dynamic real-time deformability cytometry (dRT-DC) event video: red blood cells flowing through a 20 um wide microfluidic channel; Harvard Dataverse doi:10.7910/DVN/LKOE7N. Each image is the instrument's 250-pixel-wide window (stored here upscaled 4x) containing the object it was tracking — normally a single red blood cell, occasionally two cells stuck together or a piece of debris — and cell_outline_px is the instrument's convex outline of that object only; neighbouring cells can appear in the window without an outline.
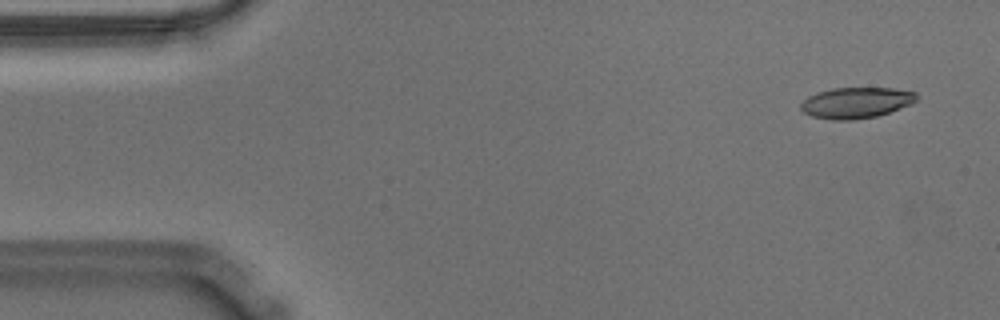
{"species": "Egyptian fruit bat (a non-hibernating species)", "species_latin": "Rousettus aegyptiacus", "temperature_condition": "warm", "stored_images_in_passage": 54, "camera_frame_rate_fps": 3000, "um_per_image_px": 0.085, "animal": {"sex": "male"}, "frame": {"image": 1, "passage_image": 2, "time_ms": 0.333, "image_size_px": [1000, 320], "cell_outline_px": [[916, 100], [912, 104], [876, 116], [852, 120], [832, 120], [812, 116], [804, 112], [800, 108], [800, 104], [808, 96], [816, 92], [832, 88], [892, 88], [916, 92]], "centroid_in_image_um": [72.74, 8.73], "position_along_channel_um": 12.3, "area_um2": 20.81}}
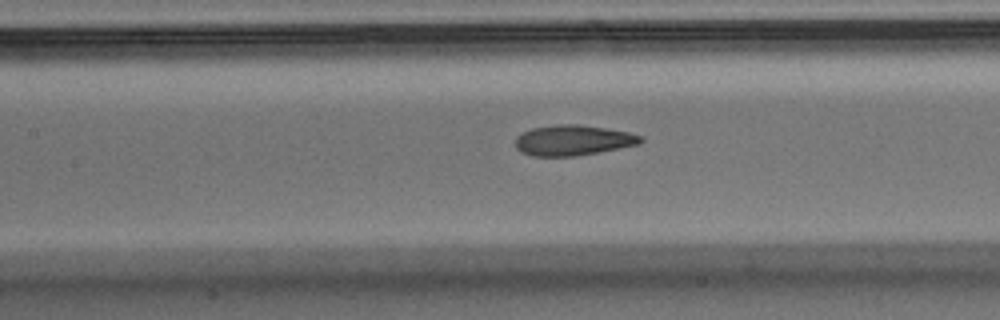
{"frame": {"image": 2, "passage_image": 23, "time_ms": 7.333, "image_size_px": [1000, 320], "cell_outline_px": [[644, 140], [640, 144], [576, 156], [532, 156], [520, 152], [516, 148], [516, 136], [532, 128], [556, 124], [580, 124], [628, 132], [644, 136]], "centroid_in_image_um": [48.71, 11.92], "position_along_channel_um": 158.7, "area_um2": 22.25}}
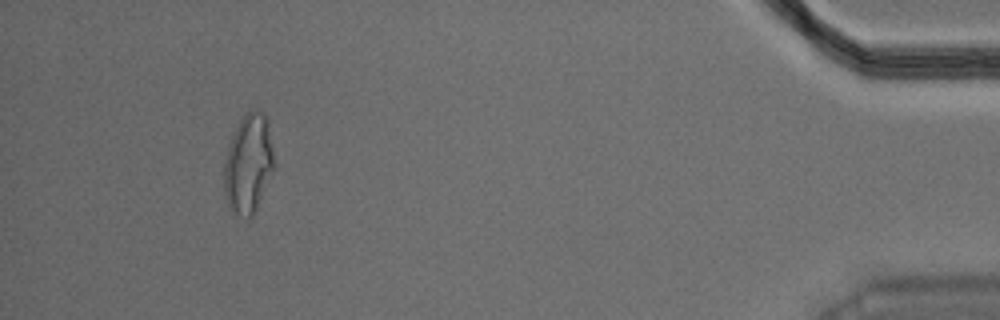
{"frame": {"image": 3, "passage_image": 50, "time_ms": 16.333, "image_size_px": [1000, 320], "cell_outline_px": [[276, 168], [252, 216], [240, 216], [228, 208], [224, 196], [224, 160], [228, 144], [240, 120], [252, 108], [256, 108], [264, 112], [268, 120], [276, 164]], "centroid_in_image_um": [21.14, 13.89], "position_along_channel_um": 414.1, "area_um2": 29.48}, "authors_computed_cell_mechanics": {"area_um2": 22.4264, "velocity_mm_per_s": 3.6001, "shape_relaxation_time_tau1_ms": null, "shape_relaxation_time_tau2_ms": 1.7748, "deformation_change_tau1": null, "deformation_change_tau2": 0.0983}}